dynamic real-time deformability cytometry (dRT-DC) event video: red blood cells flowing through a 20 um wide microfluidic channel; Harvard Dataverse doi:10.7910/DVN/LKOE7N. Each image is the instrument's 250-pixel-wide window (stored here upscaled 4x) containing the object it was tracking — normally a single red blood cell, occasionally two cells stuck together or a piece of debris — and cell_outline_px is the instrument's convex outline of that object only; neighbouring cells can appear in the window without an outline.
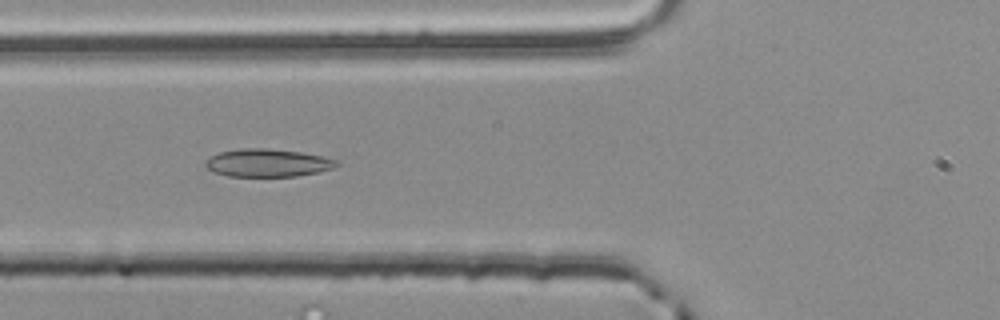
{"species": "common noctule bat (a hibernating species)", "species_latin": "Nyctalus noctula", "temperature_condition": "room temperature", "stored_images_in_passage": 38, "camera_frame_rate_fps": 3000, "um_per_image_px": 0.085, "animal": {"sex": "male", "body_mass_g": 20.4}, "frame": {"image": 1, "passage_image": 5, "time_ms": 1.333, "image_size_px": [1000, 320], "cell_outline_px": [[340, 164], [332, 168], [316, 172], [296, 176], [228, 176], [212, 172], [204, 164], [212, 156], [220, 152], [244, 148], [268, 148], [300, 152], [340, 160]], "centroid_in_image_um": [22.76, 13.84], "position_along_channel_um": 103.0, "area_um2": 21.1}}
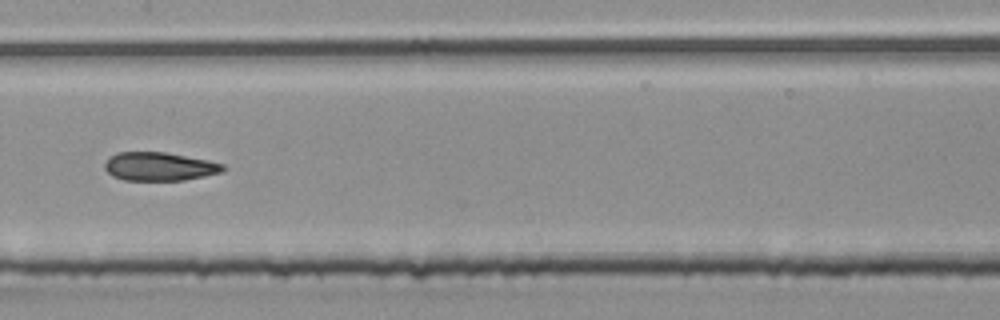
{"frame": {"image": 2, "passage_image": 12, "time_ms": 3.667, "image_size_px": [1000, 320], "cell_outline_px": [[228, 168], [224, 172], [184, 180], [124, 180], [112, 176], [104, 168], [104, 164], [108, 156], [116, 152], [164, 152], [208, 160], [224, 164]], "centroid_in_image_um": [13.55, 14.15], "position_along_channel_um": 193.8, "area_um2": 19.83}}
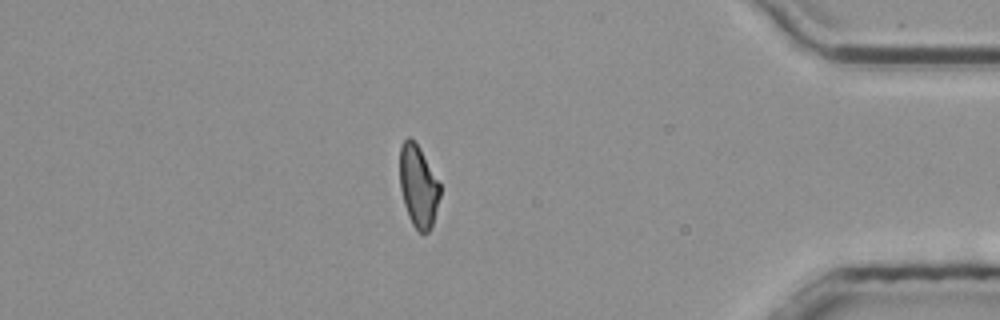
{"frame": {"image": 3, "passage_image": 31, "time_ms": 10.0, "image_size_px": [1000, 320], "cell_outline_px": [[440, 196], [432, 224], [428, 232], [420, 232], [412, 224], [408, 216], [404, 204], [400, 188], [400, 148], [404, 140], [408, 136], [420, 148], [440, 184]], "centroid_in_image_um": [35.54, 15.83], "position_along_channel_um": 399.7, "area_um2": 18.96}, "authors_computed_cell_mechanics": {"area_um2": 20.1144, "velocity_mm_per_s": 3.8693, "shape_relaxation_time_tau1_ms": null, "shape_relaxation_time_tau2_ms": 2.9962, "deformation_change_tau1": null, "deformation_change_tau2": 0.0987}}